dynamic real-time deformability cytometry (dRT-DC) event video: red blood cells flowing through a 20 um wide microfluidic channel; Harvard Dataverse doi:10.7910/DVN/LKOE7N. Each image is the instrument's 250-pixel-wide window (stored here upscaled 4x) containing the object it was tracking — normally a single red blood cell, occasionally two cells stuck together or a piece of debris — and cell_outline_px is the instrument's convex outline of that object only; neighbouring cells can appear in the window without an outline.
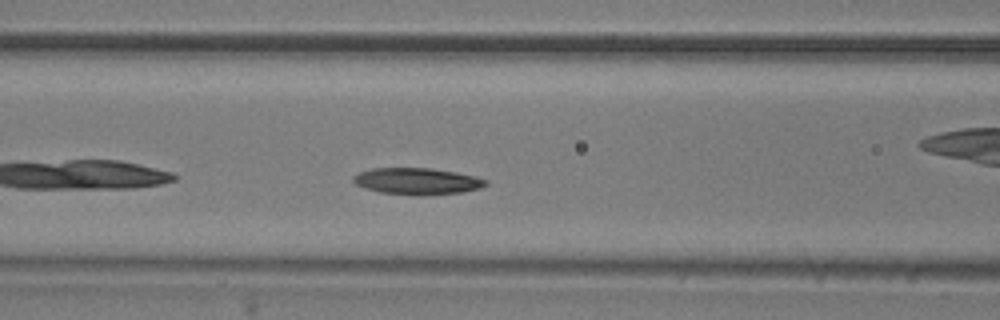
{"species": "common noctule bat (a hibernating species)", "species_latin": "Nyctalus noctula", "temperature_condition": "room temperature", "stored_images_in_passage": 40, "camera_frame_rate_fps": 3000, "um_per_image_px": 0.085, "animal": {"sex": "male", "body_mass_g": 20.5, "forearm_length_mm": 52.5}, "frame": {"image": 1, "passage_image": 7, "time_ms": 2.0, "image_size_px": [1000, 320], "cell_outline_px": [[488, 184], [480, 188], [460, 192], [420, 196], [380, 192], [364, 188], [356, 184], [352, 180], [352, 176], [360, 172], [372, 168], [432, 168], [456, 172], [488, 180]], "centroid_in_image_um": [35.43, 15.4], "position_along_channel_um": 131.2, "area_um2": 20.52}}
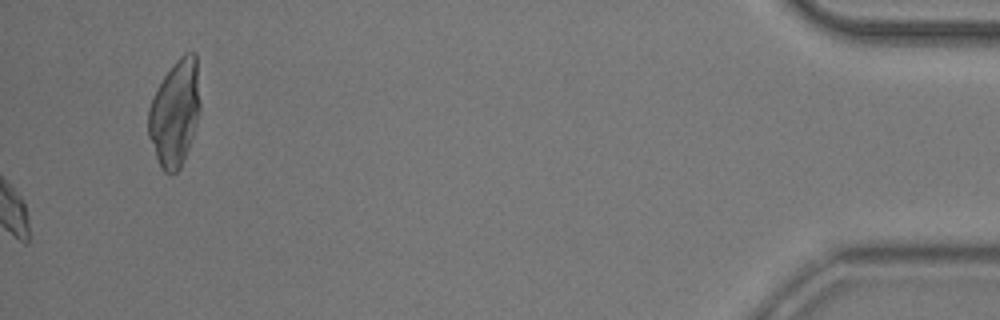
{"frame": {"image": 2, "passage_image": 40, "time_ms": 13.0, "image_size_px": [1000, 320], "cell_outline_px": [[200, 108], [196, 124], [184, 160], [180, 168], [176, 172], [164, 172], [160, 168], [148, 136], [148, 108], [152, 96], [164, 76], [172, 64], [184, 52], [196, 52], [200, 104]], "centroid_in_image_um": [14.85, 9.58], "position_along_channel_um": 420.3, "area_um2": 32.08}, "authors_computed_cell_mechanics": {"area_um2": 20.1722, "velocity_mm_per_s": 3.746, "shape_relaxation_time_tau1_ms": 5.6949, "shape_relaxation_time_tau2_ms": 9.2931, "deformation_change_tau1": 0.1223, "deformation_change_tau2": 0.1757}}